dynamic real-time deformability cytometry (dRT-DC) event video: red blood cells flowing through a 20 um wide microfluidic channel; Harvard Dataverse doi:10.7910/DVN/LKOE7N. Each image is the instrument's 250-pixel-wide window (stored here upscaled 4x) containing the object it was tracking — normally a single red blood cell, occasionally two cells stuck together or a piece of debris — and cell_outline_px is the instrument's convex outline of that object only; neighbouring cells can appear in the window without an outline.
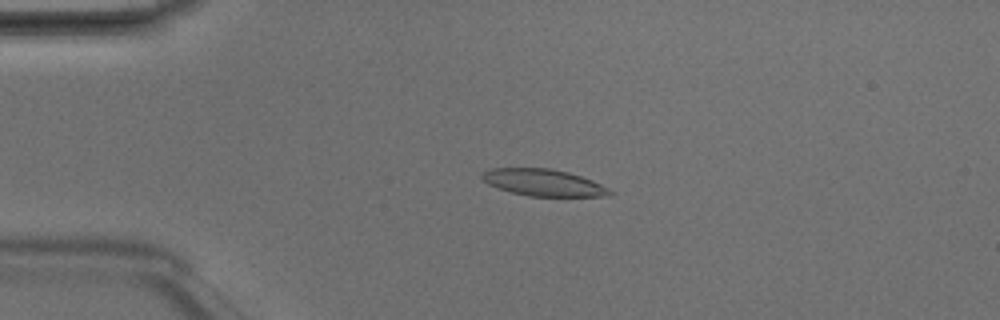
{"species": "Egyptian fruit bat (a non-hibernating species)", "species_latin": "Rousettus aegyptiacus", "temperature_condition": "room temperature", "stored_images_in_passage": 4, "camera_frame_rate_fps": 3000, "um_per_image_px": 0.085, "animal": {"sex": "male"}, "frame": {"image": 1, "passage_image": 3, "time_ms": 0.667, "image_size_px": [1000, 320], "cell_outline_px": [[616, 192], [608, 196], [528, 196], [512, 192], [488, 184], [480, 176], [480, 172], [492, 168], [548, 168], [568, 172], [592, 180]], "centroid_in_image_um": [46.19, 15.52], "position_along_channel_um": 38.8, "area_um2": 19.88}}